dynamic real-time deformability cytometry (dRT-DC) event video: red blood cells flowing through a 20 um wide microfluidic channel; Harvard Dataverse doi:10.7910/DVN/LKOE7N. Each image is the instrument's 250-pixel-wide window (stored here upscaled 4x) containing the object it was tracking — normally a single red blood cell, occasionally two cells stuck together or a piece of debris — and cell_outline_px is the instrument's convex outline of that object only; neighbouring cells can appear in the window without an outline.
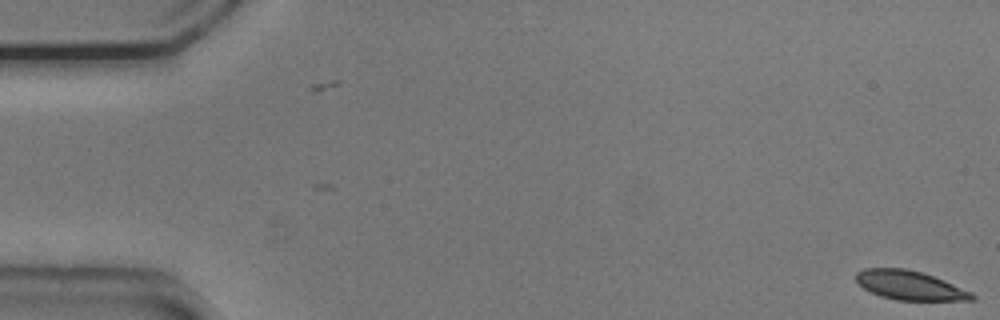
{"species": "common noctule bat (a hibernating species)", "species_latin": "Nyctalus noctula", "temperature_condition": "cold", "stored_images_in_passage": 2, "camera_frame_rate_fps": 3000, "um_per_image_px": 0.085, "animal": {"sex": "male", "body_mass_g": 20.5, "forearm_length_mm": 52.5}, "frame": {"image": 1, "passage_image": 2, "time_ms": 0.333, "image_size_px": [1000, 320], "cell_outline_px": [[976, 300], [896, 300], [880, 296], [864, 288], [856, 280], [856, 272], [864, 268], [904, 268], [920, 272], [932, 276], [972, 292], [976, 296]], "centroid_in_image_um": [77.32, 24.26], "position_along_channel_um": 7.7, "area_um2": 19.42}}